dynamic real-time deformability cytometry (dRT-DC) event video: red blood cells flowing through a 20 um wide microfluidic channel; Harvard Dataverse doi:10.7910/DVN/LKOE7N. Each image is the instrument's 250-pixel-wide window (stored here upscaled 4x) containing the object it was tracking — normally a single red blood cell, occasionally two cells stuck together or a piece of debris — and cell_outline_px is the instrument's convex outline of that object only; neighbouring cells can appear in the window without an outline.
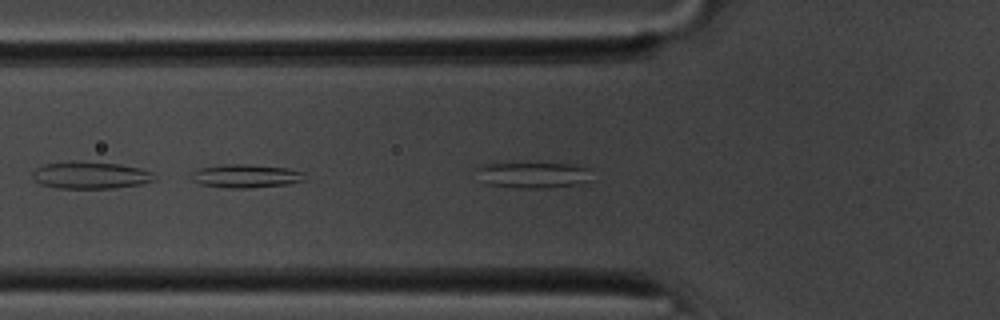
{"species": "common noctule bat (a hibernating species)", "species_latin": "Nyctalus noctula", "temperature_condition": "room temperature", "stored_images_in_passage": 12, "camera_frame_rate_fps": 3000, "um_per_image_px": 0.085, "animal": {"sex": "male", "body_mass_g": 20.1, "forearm_length_mm": 53.5}, "frame": {"image": 1, "passage_image": 3, "time_ms": 0.667, "image_size_px": [1000, 320], "cell_outline_px": [[592, 180], [580, 184], [552, 188], [516, 188], [484, 184], [480, 180], [476, 168], [488, 164], [572, 164], [588, 168]], "centroid_in_image_um": [45.34, 14.91], "position_along_channel_um": 80.5, "area_um2": 17.46}}